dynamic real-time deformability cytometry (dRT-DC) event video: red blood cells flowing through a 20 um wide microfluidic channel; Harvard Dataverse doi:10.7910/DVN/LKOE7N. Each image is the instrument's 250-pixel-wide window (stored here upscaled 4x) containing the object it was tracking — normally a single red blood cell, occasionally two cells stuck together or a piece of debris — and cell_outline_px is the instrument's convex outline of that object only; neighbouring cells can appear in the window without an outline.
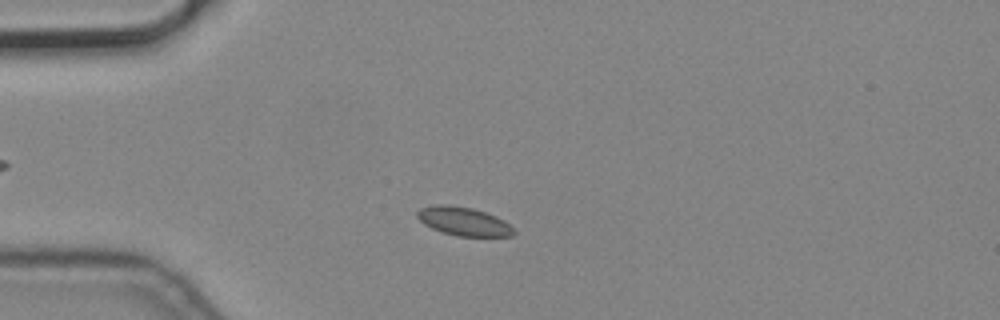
{"species": "common noctule bat (a hibernating species)", "species_latin": "Nyctalus noctula", "temperature_condition": "cold", "stored_images_in_passage": 5, "camera_frame_rate_fps": 3000, "um_per_image_px": 0.085, "animal": {"sex": "male", "body_mass_g": 19.2, "forearm_length_mm": 51.8}, "frame": {"image": 1, "passage_image": 2, "time_ms": 0.333, "image_size_px": [1000, 320], "cell_outline_px": [[516, 232], [512, 236], [456, 236], [432, 228], [424, 224], [416, 216], [416, 212], [420, 208], [436, 204], [448, 204], [472, 208], [496, 216], [504, 220]], "centroid_in_image_um": [39.39, 18.8], "position_along_channel_um": 45.6, "area_um2": 16.01}}
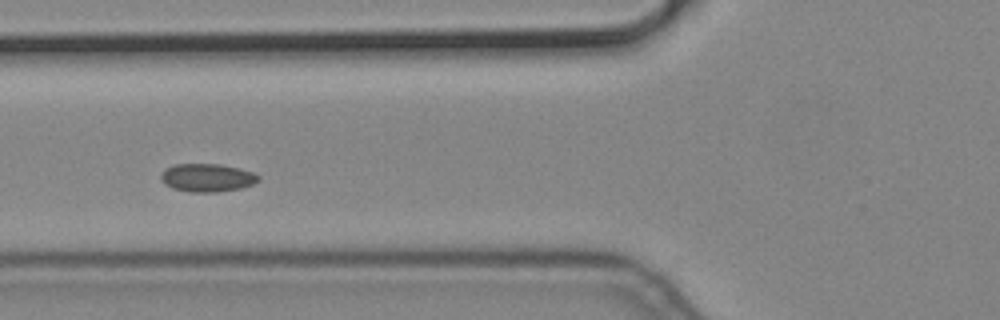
{"frame": {"image": 2, "passage_image": 4, "time_ms": 1.0, "image_size_px": [1000, 320], "cell_outline_px": [[260, 180], [252, 184], [240, 188], [216, 192], [188, 192], [172, 188], [164, 184], [160, 180], [160, 176], [164, 168], [176, 164], [220, 164], [252, 172], [260, 176]], "centroid_in_image_um": [17.56, 15.11], "position_along_channel_um": 108.2, "area_um2": 16.01}}
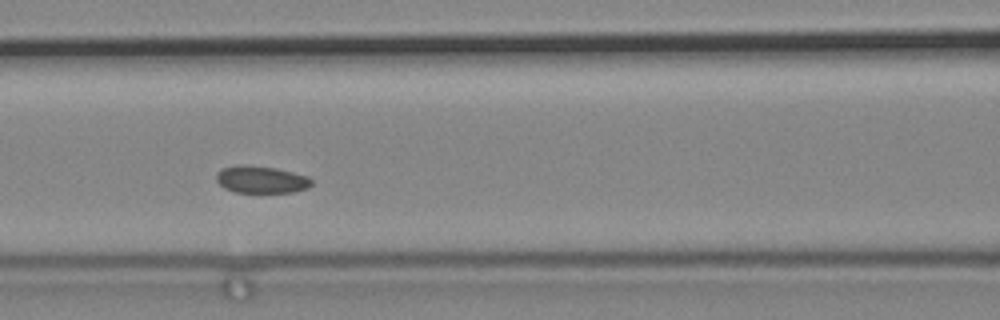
{"frame": {"image": 3, "passage_image": 5, "time_ms": 1.333, "image_size_px": [1000, 320], "cell_outline_px": [[312, 184], [308, 188], [292, 192], [236, 192], [224, 188], [216, 180], [216, 172], [220, 168], [236, 164], [244, 164], [276, 168], [308, 176], [312, 180]], "centroid_in_image_um": [22.17, 15.24], "position_along_channel_um": 144.4, "area_um2": 15.26}}